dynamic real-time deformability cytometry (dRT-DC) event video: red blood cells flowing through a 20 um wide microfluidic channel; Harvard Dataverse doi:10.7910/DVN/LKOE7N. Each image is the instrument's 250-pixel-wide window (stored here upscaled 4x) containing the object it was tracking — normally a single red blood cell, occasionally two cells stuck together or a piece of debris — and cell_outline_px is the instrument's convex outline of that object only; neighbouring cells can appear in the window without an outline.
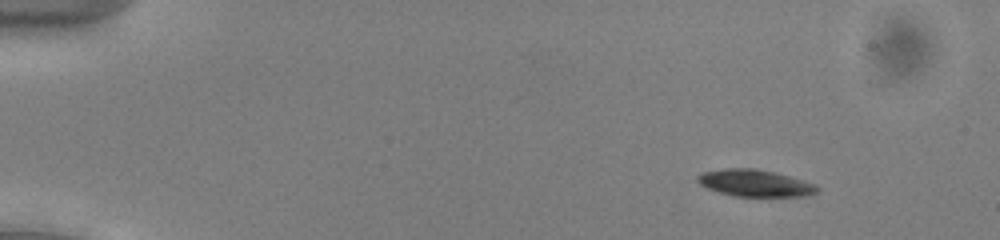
{"species": "common noctule bat (a hibernating species)", "species_latin": "Nyctalus noctula", "temperature_condition": "cold", "stored_images_in_passage": 54, "camera_frame_rate_fps": 3000, "um_per_image_px": 0.085, "animal": {"sex": "male", "body_mass_g": 13.0, "forearm_length_mm": 53.1}, "frame": {"image": 1, "passage_image": 7, "time_ms": 2.0, "image_size_px": [1000, 240], "cell_outline_px": [[820, 188], [816, 192], [804, 196], [732, 196], [708, 188], [700, 184], [696, 180], [704, 172], [724, 168], [756, 168], [776, 172], [816, 184]], "centroid_in_image_um": [64.2, 15.56], "position_along_channel_um": 20.8, "area_um2": 18.61}}
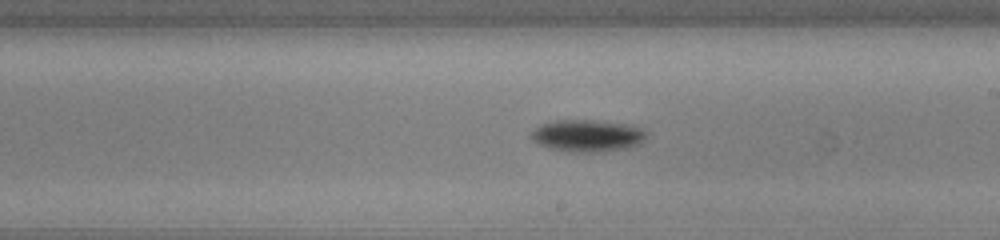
{"frame": {"image": 2, "passage_image": 32, "time_ms": 10.333, "image_size_px": [1000, 240], "cell_outline_px": [[648, 136], [640, 144], [628, 148], [604, 152], [568, 152], [548, 148], [532, 140], [528, 136], [540, 124], [556, 120], [592, 120], [632, 124], [648, 132]], "centroid_in_image_um": [49.96, 11.54], "position_along_channel_um": 239.0, "area_um2": 21.96}}
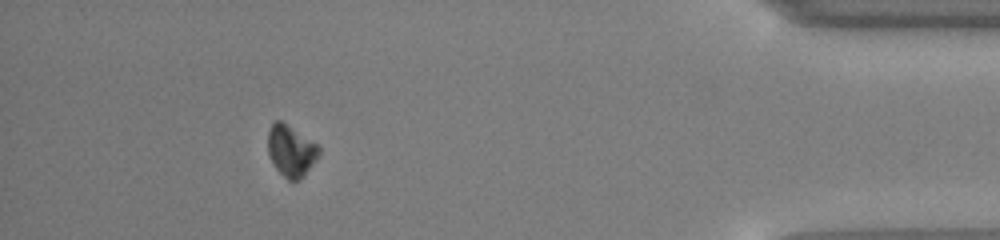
{"frame": {"image": 3, "passage_image": 49, "time_ms": 16.0, "image_size_px": [1000, 240], "cell_outline_px": [[320, 156], [304, 176], [296, 180], [288, 180], [276, 168], [268, 152], [268, 132], [272, 124], [276, 120], [280, 120], [316, 144], [320, 148]], "centroid_in_image_um": [24.75, 12.83], "position_along_channel_um": 410.4, "area_um2": 14.97}, "authors_computed_cell_mechanics": {"area_um2": 18.785, "velocity_mm_per_s": 3.8982, "shape_relaxation_time_tau1_ms": 2.5088, "shape_relaxation_time_tau2_ms": null, "deformation_change_tau1": 0.1035, "deformation_change_tau2": null}}